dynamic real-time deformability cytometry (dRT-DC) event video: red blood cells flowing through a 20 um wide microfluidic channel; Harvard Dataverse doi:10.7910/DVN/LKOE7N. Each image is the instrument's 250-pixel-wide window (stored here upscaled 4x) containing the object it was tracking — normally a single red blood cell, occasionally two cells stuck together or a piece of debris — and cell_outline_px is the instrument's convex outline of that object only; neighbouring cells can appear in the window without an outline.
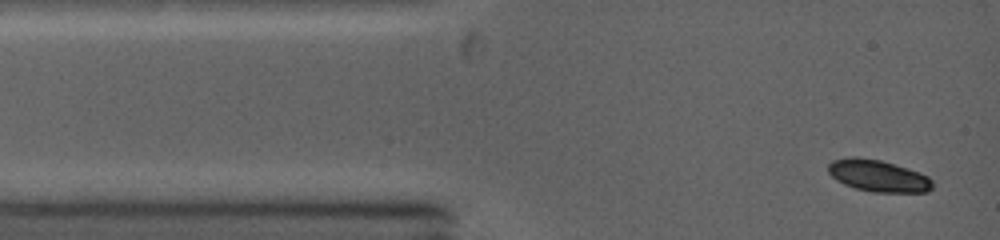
{"species": "common noctule bat (a hibernating species)", "species_latin": "Nyctalus noctula", "temperature_condition": "warm", "stored_images_in_passage": 4, "camera_frame_rate_fps": 5000, "um_per_image_px": 0.085, "animal": {"sex": "female", "body_mass_g": 19.0, "forearm_length_mm": 53.3}, "frame": {"image": 1, "passage_image": 1, "time_ms": 0.0, "image_size_px": [1000, 240], "cell_outline_px": [[932, 188], [928, 192], [872, 192], [856, 188], [844, 184], [836, 180], [828, 172], [828, 164], [832, 160], [848, 156], [856, 156], [880, 160], [920, 172], [928, 176], [932, 180]], "centroid_in_image_um": [74.62, 14.93], "position_along_channel_um": 10.4, "area_um2": 19.42}}